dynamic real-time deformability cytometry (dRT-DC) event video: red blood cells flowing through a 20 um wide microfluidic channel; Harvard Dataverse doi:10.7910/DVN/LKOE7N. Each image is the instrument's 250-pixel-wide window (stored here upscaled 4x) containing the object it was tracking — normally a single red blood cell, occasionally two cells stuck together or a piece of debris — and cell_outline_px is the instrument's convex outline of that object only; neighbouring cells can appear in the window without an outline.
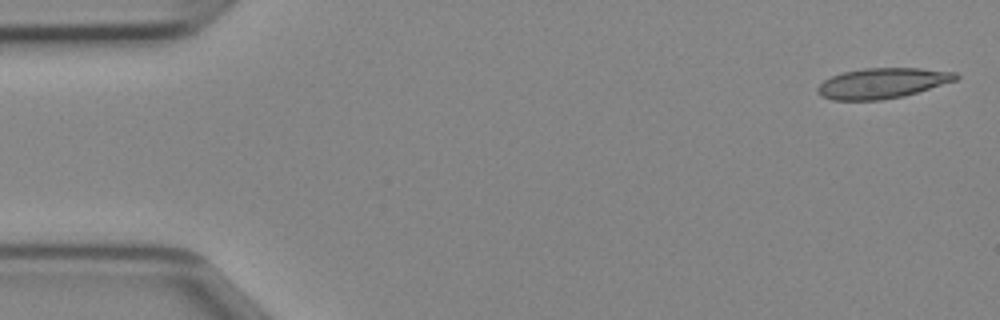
{"species": "Egyptian fruit bat (a non-hibernating species)", "species_latin": "Rousettus aegyptiacus", "temperature_condition": "cold", "stored_images_in_passage": 45, "camera_frame_rate_fps": 3000, "um_per_image_px": 0.085, "animal": {"sex": "female"}, "frame": {"image": 1, "passage_image": 1, "time_ms": 0.0, "image_size_px": [1000, 320], "cell_outline_px": [[960, 76], [956, 80], [904, 96], [880, 100], [832, 100], [820, 96], [816, 92], [816, 88], [824, 80], [832, 76], [844, 72], [864, 68], [920, 68], [956, 72]], "centroid_in_image_um": [74.97, 7.07], "position_along_channel_um": 10.0, "area_um2": 24.45}}
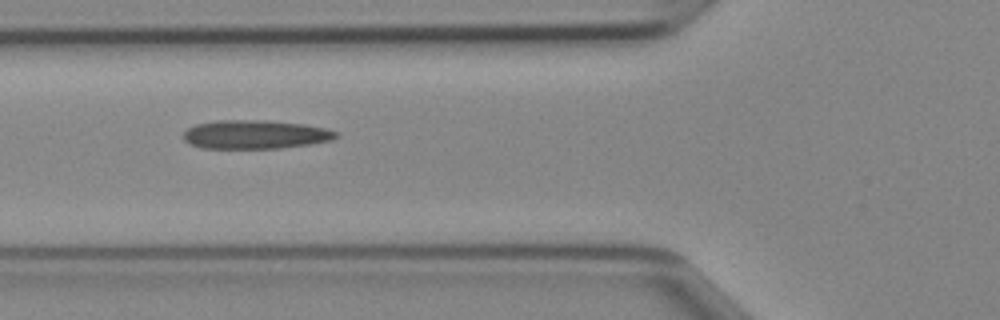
{"frame": {"image": 2, "passage_image": 16, "time_ms": 5.0, "image_size_px": [1000, 320], "cell_outline_px": [[336, 136], [332, 140], [308, 144], [280, 148], [204, 148], [188, 144], [184, 140], [184, 132], [188, 128], [196, 124], [216, 120], [268, 120], [304, 124], [324, 128], [336, 132]], "centroid_in_image_um": [21.64, 11.42], "position_along_channel_um": 104.2, "area_um2": 25.43}}
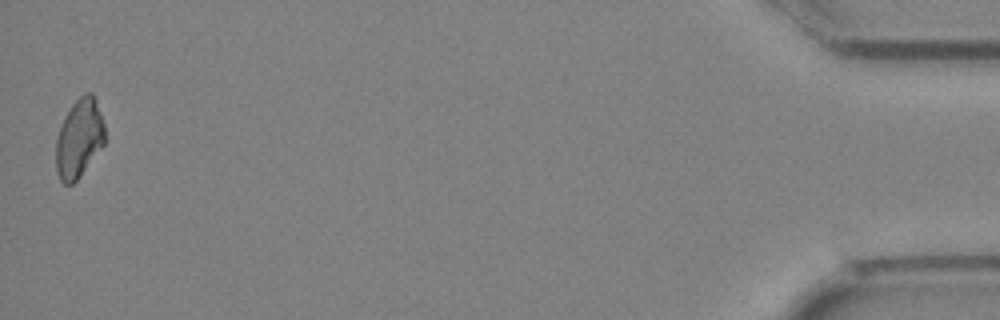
{"frame": {"image": 3, "passage_image": 45, "time_ms": 14.667, "image_size_px": [1000, 320], "cell_outline_px": [[104, 144], [80, 176], [72, 184], [64, 184], [60, 180], [56, 172], [56, 136], [72, 104], [84, 92], [92, 92], [104, 124]], "centroid_in_image_um": [6.71, 11.78], "position_along_channel_um": 428.5, "area_um2": 22.08}}